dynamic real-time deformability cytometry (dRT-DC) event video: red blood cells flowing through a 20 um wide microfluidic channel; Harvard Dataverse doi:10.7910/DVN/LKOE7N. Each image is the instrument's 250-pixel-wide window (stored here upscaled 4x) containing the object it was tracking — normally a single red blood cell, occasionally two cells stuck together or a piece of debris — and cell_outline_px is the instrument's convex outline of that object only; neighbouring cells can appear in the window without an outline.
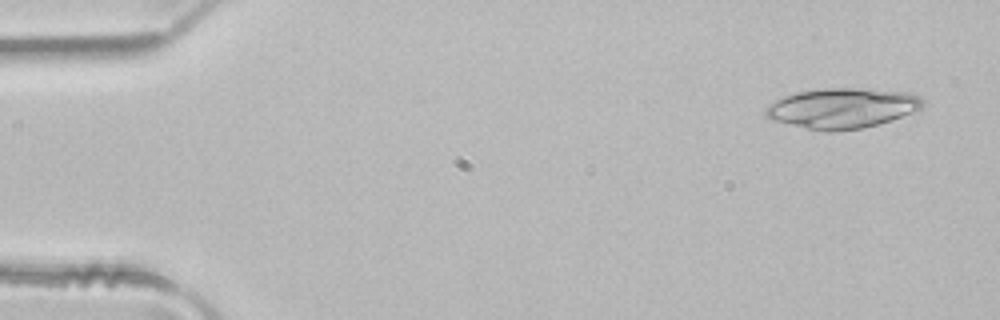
{"species": "common noctule bat (a hibernating species)", "species_latin": "Nyctalus noctula", "temperature_condition": "room temperature", "stored_images_in_passage": 48, "camera_frame_rate_fps": 3000, "um_per_image_px": 0.085, "animal": {"sex": "male", "body_mass_g": 21.5, "forearm_length_mm": 52.0}, "frame": {"image": 1, "passage_image": 3, "time_ms": 0.667, "image_size_px": [1000, 320], "cell_outline_px": [[924, 104], [920, 108], [912, 112], [892, 120], [880, 124], [864, 128], [832, 132], [828, 132], [808, 128], [772, 120], [764, 116], [764, 108], [768, 104], [784, 96], [800, 92], [824, 88], [860, 88], [908, 92], [920, 96], [924, 100]], "centroid_in_image_um": [71.59, 9.2], "position_along_channel_um": 13.4, "area_um2": 36.88}}